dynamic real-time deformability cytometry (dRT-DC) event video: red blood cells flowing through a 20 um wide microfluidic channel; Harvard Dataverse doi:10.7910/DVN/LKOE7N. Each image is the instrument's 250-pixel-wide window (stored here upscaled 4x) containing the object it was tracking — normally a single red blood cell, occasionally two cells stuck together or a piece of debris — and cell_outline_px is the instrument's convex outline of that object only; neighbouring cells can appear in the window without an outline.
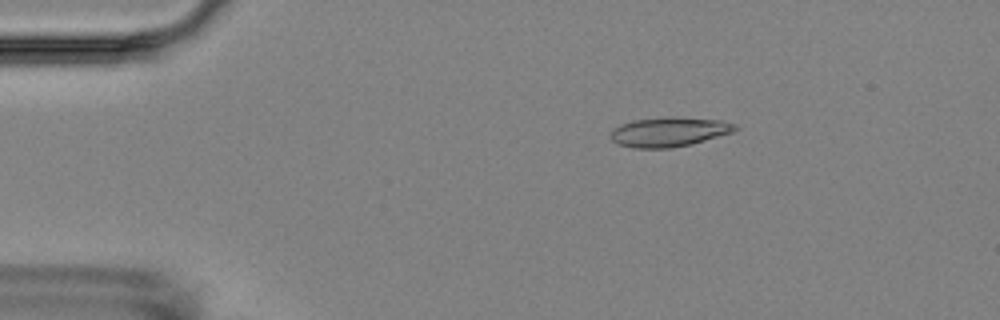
{"species": "Egyptian fruit bat (a non-hibernating species)", "species_latin": "Rousettus aegyptiacus", "temperature_condition": "room temperature", "stored_images_in_passage": 5, "camera_frame_rate_fps": 3000, "um_per_image_px": 0.085, "animal": {"sex": "female"}, "frame": {"image": 1, "passage_image": 3, "time_ms": 2.333, "image_size_px": [1000, 320], "cell_outline_px": [[740, 128], [732, 132], [692, 144], [672, 148], [632, 148], [616, 144], [608, 136], [612, 128], [620, 124], [632, 120], [672, 116], [720, 120], [736, 124]], "centroid_in_image_um": [56.82, 11.21], "position_along_channel_um": 28.2, "area_um2": 21.79}}